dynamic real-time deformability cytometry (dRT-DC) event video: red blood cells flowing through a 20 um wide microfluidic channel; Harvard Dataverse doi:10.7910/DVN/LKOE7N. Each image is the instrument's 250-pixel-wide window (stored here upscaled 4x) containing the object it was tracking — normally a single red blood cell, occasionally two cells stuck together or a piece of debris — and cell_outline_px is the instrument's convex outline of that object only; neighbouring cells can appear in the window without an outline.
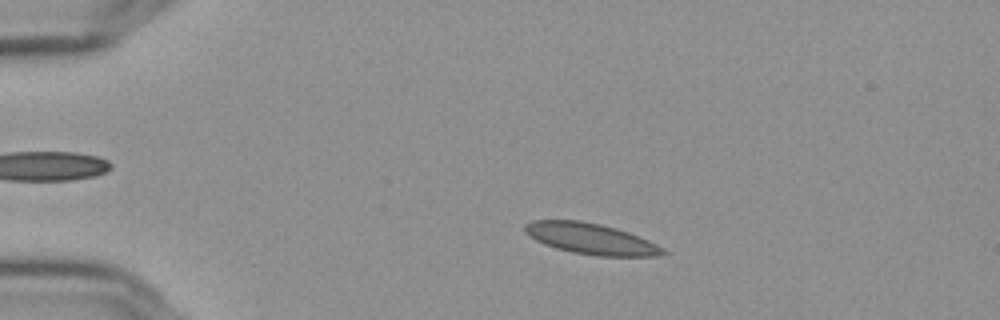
{"species": "Egyptian fruit bat (a non-hibernating species)", "species_latin": "Rousettus aegyptiacus", "temperature_condition": "cold", "stored_images_in_passage": 54, "camera_frame_rate_fps": 3000, "um_per_image_px": 0.085, "frame": {"image": 1, "passage_image": 9, "time_ms": 2.667, "image_size_px": [1000, 320], "cell_outline_px": [[668, 252], [656, 256], [596, 256], [572, 252], [556, 248], [544, 244], [536, 240], [524, 232], [524, 224], [532, 220], [580, 220], [600, 224], [616, 228], [628, 232], [648, 240], [664, 248]], "centroid_in_image_um": [50.21, 20.29], "position_along_channel_um": 34.8, "area_um2": 24.91}}
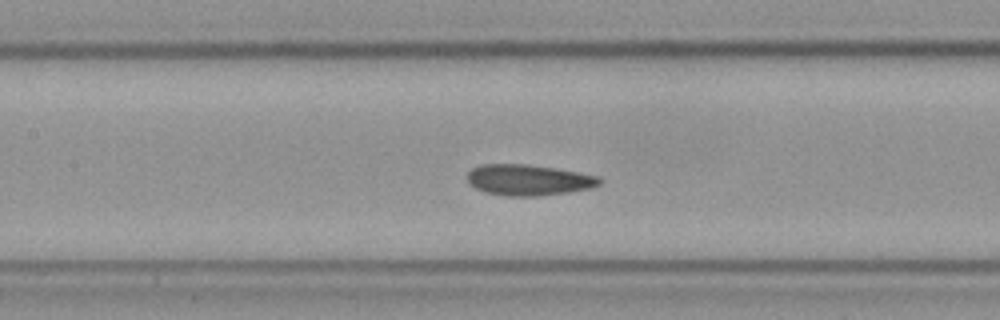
{"frame": {"image": 2, "passage_image": 24, "time_ms": 7.667, "image_size_px": [1000, 320], "cell_outline_px": [[604, 180], [600, 184], [592, 188], [568, 192], [536, 196], [504, 196], [484, 192], [468, 184], [468, 172], [472, 168], [480, 164], [528, 164], [600, 176]], "centroid_in_image_um": [44.91, 15.3], "position_along_channel_um": 162.5, "area_um2": 23.93}}
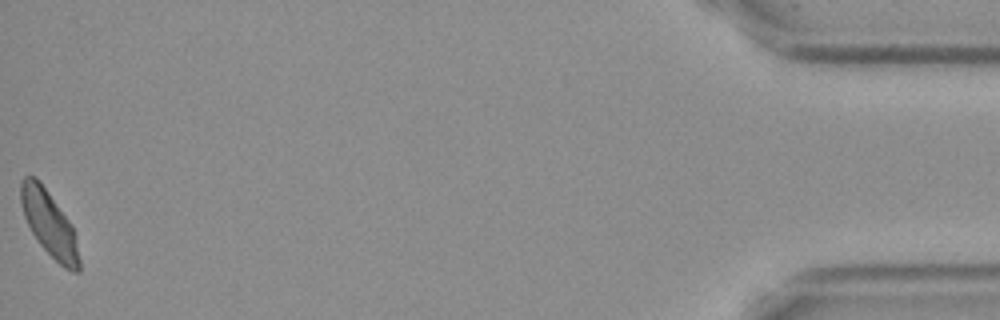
{"frame": {"image": 3, "passage_image": 54, "time_ms": 17.667, "image_size_px": [1000, 320], "cell_outline_px": [[80, 272], [72, 272], [64, 268], [40, 244], [32, 232], [24, 216], [20, 204], [20, 180], [24, 176], [36, 176], [40, 180], [72, 224], [80, 260]], "centroid_in_image_um": [4.17, 18.97], "position_along_channel_um": 431.0, "area_um2": 22.25}, "authors_computed_cell_mechanics": {"area_um2": 23.4379, "velocity_mm_per_s": 3.5832, "shape_relaxation_time_tau1_ms": 8.6772, "shape_relaxation_time_tau2_ms": 1.8015, "deformation_change_tau1": 0.1467, "deformation_change_tau2": 0.0535}}